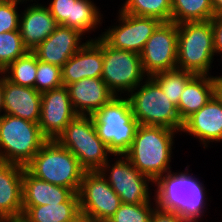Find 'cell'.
I'll list each match as a JSON object with an SVG mask.
<instances>
[{
	"label": "cell",
	"mask_w": 222,
	"mask_h": 222,
	"mask_svg": "<svg viewBox=\"0 0 222 222\" xmlns=\"http://www.w3.org/2000/svg\"><path fill=\"white\" fill-rule=\"evenodd\" d=\"M175 133L176 130L163 126L139 125L129 149L123 155L117 156H125L154 183L165 172L170 171Z\"/></svg>",
	"instance_id": "cell-1"
},
{
	"label": "cell",
	"mask_w": 222,
	"mask_h": 222,
	"mask_svg": "<svg viewBox=\"0 0 222 222\" xmlns=\"http://www.w3.org/2000/svg\"><path fill=\"white\" fill-rule=\"evenodd\" d=\"M157 184L156 207L171 211L189 222H198L204 206L205 188L203 184L187 172L171 173L160 176Z\"/></svg>",
	"instance_id": "cell-2"
},
{
	"label": "cell",
	"mask_w": 222,
	"mask_h": 222,
	"mask_svg": "<svg viewBox=\"0 0 222 222\" xmlns=\"http://www.w3.org/2000/svg\"><path fill=\"white\" fill-rule=\"evenodd\" d=\"M25 168L36 178L78 193L85 170L56 140H47Z\"/></svg>",
	"instance_id": "cell-3"
},
{
	"label": "cell",
	"mask_w": 222,
	"mask_h": 222,
	"mask_svg": "<svg viewBox=\"0 0 222 222\" xmlns=\"http://www.w3.org/2000/svg\"><path fill=\"white\" fill-rule=\"evenodd\" d=\"M56 141L78 159L85 171H106L112 167L107 158L112 152L98 137L92 116L77 115Z\"/></svg>",
	"instance_id": "cell-4"
},
{
	"label": "cell",
	"mask_w": 222,
	"mask_h": 222,
	"mask_svg": "<svg viewBox=\"0 0 222 222\" xmlns=\"http://www.w3.org/2000/svg\"><path fill=\"white\" fill-rule=\"evenodd\" d=\"M98 137L115 155H123L133 143L139 126L134 118L128 98L115 96L94 115Z\"/></svg>",
	"instance_id": "cell-5"
},
{
	"label": "cell",
	"mask_w": 222,
	"mask_h": 222,
	"mask_svg": "<svg viewBox=\"0 0 222 222\" xmlns=\"http://www.w3.org/2000/svg\"><path fill=\"white\" fill-rule=\"evenodd\" d=\"M177 69L208 75L215 55L211 20L177 24Z\"/></svg>",
	"instance_id": "cell-6"
},
{
	"label": "cell",
	"mask_w": 222,
	"mask_h": 222,
	"mask_svg": "<svg viewBox=\"0 0 222 222\" xmlns=\"http://www.w3.org/2000/svg\"><path fill=\"white\" fill-rule=\"evenodd\" d=\"M46 141L38 123L8 114L0 117V161L25 167Z\"/></svg>",
	"instance_id": "cell-7"
},
{
	"label": "cell",
	"mask_w": 222,
	"mask_h": 222,
	"mask_svg": "<svg viewBox=\"0 0 222 222\" xmlns=\"http://www.w3.org/2000/svg\"><path fill=\"white\" fill-rule=\"evenodd\" d=\"M146 80L138 91L131 92L128 97L134 118L139 125L163 126L182 131L184 122L179 116L177 106L152 77Z\"/></svg>",
	"instance_id": "cell-8"
},
{
	"label": "cell",
	"mask_w": 222,
	"mask_h": 222,
	"mask_svg": "<svg viewBox=\"0 0 222 222\" xmlns=\"http://www.w3.org/2000/svg\"><path fill=\"white\" fill-rule=\"evenodd\" d=\"M103 46L102 79L110 91L135 92L146 74L142 68L141 56L138 53L114 49L101 37L96 39ZM141 82V83H140Z\"/></svg>",
	"instance_id": "cell-9"
},
{
	"label": "cell",
	"mask_w": 222,
	"mask_h": 222,
	"mask_svg": "<svg viewBox=\"0 0 222 222\" xmlns=\"http://www.w3.org/2000/svg\"><path fill=\"white\" fill-rule=\"evenodd\" d=\"M106 172L85 171L78 195L81 214L107 222L122 202L108 183Z\"/></svg>",
	"instance_id": "cell-10"
},
{
	"label": "cell",
	"mask_w": 222,
	"mask_h": 222,
	"mask_svg": "<svg viewBox=\"0 0 222 222\" xmlns=\"http://www.w3.org/2000/svg\"><path fill=\"white\" fill-rule=\"evenodd\" d=\"M178 28L173 22H162L147 40L141 62L148 77L177 69Z\"/></svg>",
	"instance_id": "cell-11"
},
{
	"label": "cell",
	"mask_w": 222,
	"mask_h": 222,
	"mask_svg": "<svg viewBox=\"0 0 222 222\" xmlns=\"http://www.w3.org/2000/svg\"><path fill=\"white\" fill-rule=\"evenodd\" d=\"M119 26L109 28L100 37L112 48L141 54L147 40L162 23L154 17L119 12Z\"/></svg>",
	"instance_id": "cell-12"
},
{
	"label": "cell",
	"mask_w": 222,
	"mask_h": 222,
	"mask_svg": "<svg viewBox=\"0 0 222 222\" xmlns=\"http://www.w3.org/2000/svg\"><path fill=\"white\" fill-rule=\"evenodd\" d=\"M76 116L67 86L62 85L41 93V115L38 124L47 140H56Z\"/></svg>",
	"instance_id": "cell-13"
},
{
	"label": "cell",
	"mask_w": 222,
	"mask_h": 222,
	"mask_svg": "<svg viewBox=\"0 0 222 222\" xmlns=\"http://www.w3.org/2000/svg\"><path fill=\"white\" fill-rule=\"evenodd\" d=\"M112 166L107 181L118 194L122 203L142 204L150 202L148 184L152 180L148 176L135 168L125 156L117 160Z\"/></svg>",
	"instance_id": "cell-14"
},
{
	"label": "cell",
	"mask_w": 222,
	"mask_h": 222,
	"mask_svg": "<svg viewBox=\"0 0 222 222\" xmlns=\"http://www.w3.org/2000/svg\"><path fill=\"white\" fill-rule=\"evenodd\" d=\"M24 166L0 161V222L22 217Z\"/></svg>",
	"instance_id": "cell-15"
},
{
	"label": "cell",
	"mask_w": 222,
	"mask_h": 222,
	"mask_svg": "<svg viewBox=\"0 0 222 222\" xmlns=\"http://www.w3.org/2000/svg\"><path fill=\"white\" fill-rule=\"evenodd\" d=\"M51 15L59 25L74 28L82 34L100 23L101 15L90 0H52Z\"/></svg>",
	"instance_id": "cell-16"
},
{
	"label": "cell",
	"mask_w": 222,
	"mask_h": 222,
	"mask_svg": "<svg viewBox=\"0 0 222 222\" xmlns=\"http://www.w3.org/2000/svg\"><path fill=\"white\" fill-rule=\"evenodd\" d=\"M82 35L80 31L74 28L59 25L33 52L38 60L62 67L84 46L85 43H80Z\"/></svg>",
	"instance_id": "cell-17"
},
{
	"label": "cell",
	"mask_w": 222,
	"mask_h": 222,
	"mask_svg": "<svg viewBox=\"0 0 222 222\" xmlns=\"http://www.w3.org/2000/svg\"><path fill=\"white\" fill-rule=\"evenodd\" d=\"M103 46L97 40H88L62 67L63 85L67 86L83 78H101Z\"/></svg>",
	"instance_id": "cell-18"
},
{
	"label": "cell",
	"mask_w": 222,
	"mask_h": 222,
	"mask_svg": "<svg viewBox=\"0 0 222 222\" xmlns=\"http://www.w3.org/2000/svg\"><path fill=\"white\" fill-rule=\"evenodd\" d=\"M67 88L77 115L92 116L115 97L102 78H83Z\"/></svg>",
	"instance_id": "cell-19"
},
{
	"label": "cell",
	"mask_w": 222,
	"mask_h": 222,
	"mask_svg": "<svg viewBox=\"0 0 222 222\" xmlns=\"http://www.w3.org/2000/svg\"><path fill=\"white\" fill-rule=\"evenodd\" d=\"M2 76L4 114L39 123L41 93L35 88L14 84Z\"/></svg>",
	"instance_id": "cell-20"
},
{
	"label": "cell",
	"mask_w": 222,
	"mask_h": 222,
	"mask_svg": "<svg viewBox=\"0 0 222 222\" xmlns=\"http://www.w3.org/2000/svg\"><path fill=\"white\" fill-rule=\"evenodd\" d=\"M183 132L197 137L204 147L207 142L222 140V104L213 96L202 108L189 116Z\"/></svg>",
	"instance_id": "cell-21"
},
{
	"label": "cell",
	"mask_w": 222,
	"mask_h": 222,
	"mask_svg": "<svg viewBox=\"0 0 222 222\" xmlns=\"http://www.w3.org/2000/svg\"><path fill=\"white\" fill-rule=\"evenodd\" d=\"M19 21V31L24 47L33 51L45 41L59 26L48 7L29 6Z\"/></svg>",
	"instance_id": "cell-22"
},
{
	"label": "cell",
	"mask_w": 222,
	"mask_h": 222,
	"mask_svg": "<svg viewBox=\"0 0 222 222\" xmlns=\"http://www.w3.org/2000/svg\"><path fill=\"white\" fill-rule=\"evenodd\" d=\"M75 193L64 186H57L33 176L26 168L22 178L23 206L61 204Z\"/></svg>",
	"instance_id": "cell-23"
},
{
	"label": "cell",
	"mask_w": 222,
	"mask_h": 222,
	"mask_svg": "<svg viewBox=\"0 0 222 222\" xmlns=\"http://www.w3.org/2000/svg\"><path fill=\"white\" fill-rule=\"evenodd\" d=\"M79 195L75 193L67 202L39 206H23L24 222H72L80 214Z\"/></svg>",
	"instance_id": "cell-24"
},
{
	"label": "cell",
	"mask_w": 222,
	"mask_h": 222,
	"mask_svg": "<svg viewBox=\"0 0 222 222\" xmlns=\"http://www.w3.org/2000/svg\"><path fill=\"white\" fill-rule=\"evenodd\" d=\"M208 76V77H207ZM213 97V83L209 75H194L186 84L177 106L184 122Z\"/></svg>",
	"instance_id": "cell-25"
},
{
	"label": "cell",
	"mask_w": 222,
	"mask_h": 222,
	"mask_svg": "<svg viewBox=\"0 0 222 222\" xmlns=\"http://www.w3.org/2000/svg\"><path fill=\"white\" fill-rule=\"evenodd\" d=\"M215 17L211 0H171V22H203Z\"/></svg>",
	"instance_id": "cell-26"
},
{
	"label": "cell",
	"mask_w": 222,
	"mask_h": 222,
	"mask_svg": "<svg viewBox=\"0 0 222 222\" xmlns=\"http://www.w3.org/2000/svg\"><path fill=\"white\" fill-rule=\"evenodd\" d=\"M36 71L37 56L33 51H27L23 56L9 64L1 74H5L4 77L14 84L34 88Z\"/></svg>",
	"instance_id": "cell-27"
},
{
	"label": "cell",
	"mask_w": 222,
	"mask_h": 222,
	"mask_svg": "<svg viewBox=\"0 0 222 222\" xmlns=\"http://www.w3.org/2000/svg\"><path fill=\"white\" fill-rule=\"evenodd\" d=\"M119 11L171 22V0H126Z\"/></svg>",
	"instance_id": "cell-28"
},
{
	"label": "cell",
	"mask_w": 222,
	"mask_h": 222,
	"mask_svg": "<svg viewBox=\"0 0 222 222\" xmlns=\"http://www.w3.org/2000/svg\"><path fill=\"white\" fill-rule=\"evenodd\" d=\"M194 75L189 71L174 69L156 73L151 77L159 84L169 100L178 106L186 84Z\"/></svg>",
	"instance_id": "cell-29"
},
{
	"label": "cell",
	"mask_w": 222,
	"mask_h": 222,
	"mask_svg": "<svg viewBox=\"0 0 222 222\" xmlns=\"http://www.w3.org/2000/svg\"><path fill=\"white\" fill-rule=\"evenodd\" d=\"M27 51L19 30L0 34V73Z\"/></svg>",
	"instance_id": "cell-30"
},
{
	"label": "cell",
	"mask_w": 222,
	"mask_h": 222,
	"mask_svg": "<svg viewBox=\"0 0 222 222\" xmlns=\"http://www.w3.org/2000/svg\"><path fill=\"white\" fill-rule=\"evenodd\" d=\"M63 85L61 67L38 60L34 88L40 92L50 91Z\"/></svg>",
	"instance_id": "cell-31"
},
{
	"label": "cell",
	"mask_w": 222,
	"mask_h": 222,
	"mask_svg": "<svg viewBox=\"0 0 222 222\" xmlns=\"http://www.w3.org/2000/svg\"><path fill=\"white\" fill-rule=\"evenodd\" d=\"M151 202L142 204L121 203L115 214L107 222H150Z\"/></svg>",
	"instance_id": "cell-32"
},
{
	"label": "cell",
	"mask_w": 222,
	"mask_h": 222,
	"mask_svg": "<svg viewBox=\"0 0 222 222\" xmlns=\"http://www.w3.org/2000/svg\"><path fill=\"white\" fill-rule=\"evenodd\" d=\"M19 3L17 1L0 0V34L19 30V17L21 16L16 11Z\"/></svg>",
	"instance_id": "cell-33"
},
{
	"label": "cell",
	"mask_w": 222,
	"mask_h": 222,
	"mask_svg": "<svg viewBox=\"0 0 222 222\" xmlns=\"http://www.w3.org/2000/svg\"><path fill=\"white\" fill-rule=\"evenodd\" d=\"M150 222H189L185 220L182 216L171 212L164 211L156 207L151 214Z\"/></svg>",
	"instance_id": "cell-34"
},
{
	"label": "cell",
	"mask_w": 222,
	"mask_h": 222,
	"mask_svg": "<svg viewBox=\"0 0 222 222\" xmlns=\"http://www.w3.org/2000/svg\"><path fill=\"white\" fill-rule=\"evenodd\" d=\"M214 32V49L216 54L222 53V14L216 15L212 20Z\"/></svg>",
	"instance_id": "cell-35"
},
{
	"label": "cell",
	"mask_w": 222,
	"mask_h": 222,
	"mask_svg": "<svg viewBox=\"0 0 222 222\" xmlns=\"http://www.w3.org/2000/svg\"><path fill=\"white\" fill-rule=\"evenodd\" d=\"M213 83V96L222 104V76L211 77Z\"/></svg>",
	"instance_id": "cell-36"
},
{
	"label": "cell",
	"mask_w": 222,
	"mask_h": 222,
	"mask_svg": "<svg viewBox=\"0 0 222 222\" xmlns=\"http://www.w3.org/2000/svg\"><path fill=\"white\" fill-rule=\"evenodd\" d=\"M72 222H106V221L97 218L88 217L80 213Z\"/></svg>",
	"instance_id": "cell-37"
},
{
	"label": "cell",
	"mask_w": 222,
	"mask_h": 222,
	"mask_svg": "<svg viewBox=\"0 0 222 222\" xmlns=\"http://www.w3.org/2000/svg\"><path fill=\"white\" fill-rule=\"evenodd\" d=\"M211 2L215 16L222 14V0H211Z\"/></svg>",
	"instance_id": "cell-38"
},
{
	"label": "cell",
	"mask_w": 222,
	"mask_h": 222,
	"mask_svg": "<svg viewBox=\"0 0 222 222\" xmlns=\"http://www.w3.org/2000/svg\"><path fill=\"white\" fill-rule=\"evenodd\" d=\"M4 111V100H3V77H0V112ZM2 115H0L1 117Z\"/></svg>",
	"instance_id": "cell-39"
},
{
	"label": "cell",
	"mask_w": 222,
	"mask_h": 222,
	"mask_svg": "<svg viewBox=\"0 0 222 222\" xmlns=\"http://www.w3.org/2000/svg\"><path fill=\"white\" fill-rule=\"evenodd\" d=\"M8 222H24V221L21 218H19V219H15V220L8 221Z\"/></svg>",
	"instance_id": "cell-40"
},
{
	"label": "cell",
	"mask_w": 222,
	"mask_h": 222,
	"mask_svg": "<svg viewBox=\"0 0 222 222\" xmlns=\"http://www.w3.org/2000/svg\"><path fill=\"white\" fill-rule=\"evenodd\" d=\"M10 1L22 2V1H25V0H10ZM28 1H29V0H28Z\"/></svg>",
	"instance_id": "cell-41"
}]
</instances>
